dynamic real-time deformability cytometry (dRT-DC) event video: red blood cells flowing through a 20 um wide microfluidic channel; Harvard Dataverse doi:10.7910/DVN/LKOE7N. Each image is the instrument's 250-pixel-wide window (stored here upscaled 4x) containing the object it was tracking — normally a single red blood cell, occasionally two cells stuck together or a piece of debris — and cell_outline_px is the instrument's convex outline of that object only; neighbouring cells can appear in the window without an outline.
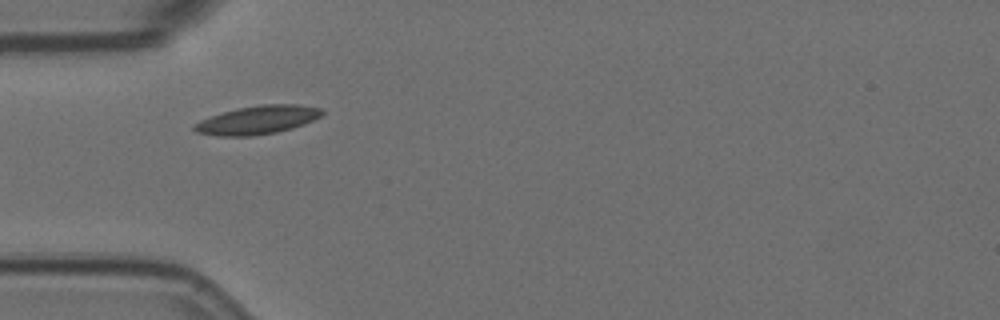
{"species": "Egyptian fruit bat (a non-hibernating species)", "species_latin": "Rousettus aegyptiacus", "temperature_condition": "room temperature", "stored_images_in_passage": 2, "camera_frame_rate_fps": 3000, "um_per_image_px": 0.085, "animal": {"sex": "female"}, "frame": {"image": 1, "passage_image": 1, "time_ms": 0.0, "image_size_px": [1000, 320], "cell_outline_px": [[324, 112], [320, 116], [304, 124], [292, 128], [276, 132], [252, 136], [216, 136], [196, 132], [192, 128], [192, 124], [200, 120], [224, 112], [240, 108], [260, 104], [300, 104], [320, 108]], "centroid_in_image_um": [21.87, 10.2], "position_along_channel_um": 63.1, "area_um2": 21.1}}
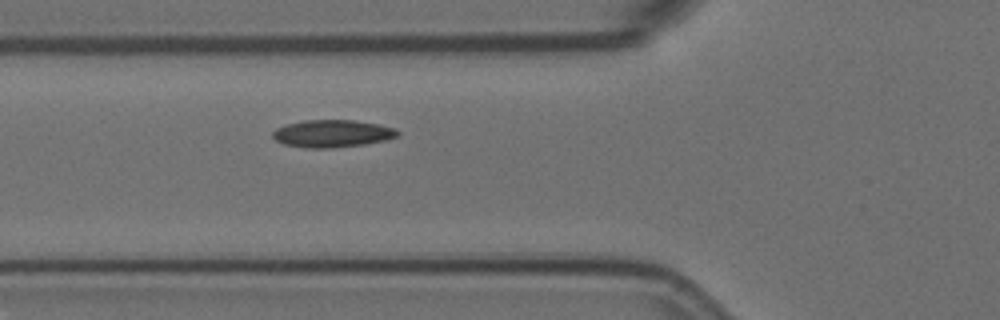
{"frame": {"image": 2, "passage_image": 2, "time_ms": 0.333, "image_size_px": [1000, 320], "cell_outline_px": [[400, 132], [396, 136], [388, 140], [364, 144], [328, 148], [304, 148], [284, 144], [276, 140], [272, 136], [272, 132], [276, 128], [288, 124], [304, 120], [356, 120], [396, 128]], "centroid_in_image_um": [28.24, 11.35], "position_along_channel_um": 97.6, "area_um2": 19.94}}